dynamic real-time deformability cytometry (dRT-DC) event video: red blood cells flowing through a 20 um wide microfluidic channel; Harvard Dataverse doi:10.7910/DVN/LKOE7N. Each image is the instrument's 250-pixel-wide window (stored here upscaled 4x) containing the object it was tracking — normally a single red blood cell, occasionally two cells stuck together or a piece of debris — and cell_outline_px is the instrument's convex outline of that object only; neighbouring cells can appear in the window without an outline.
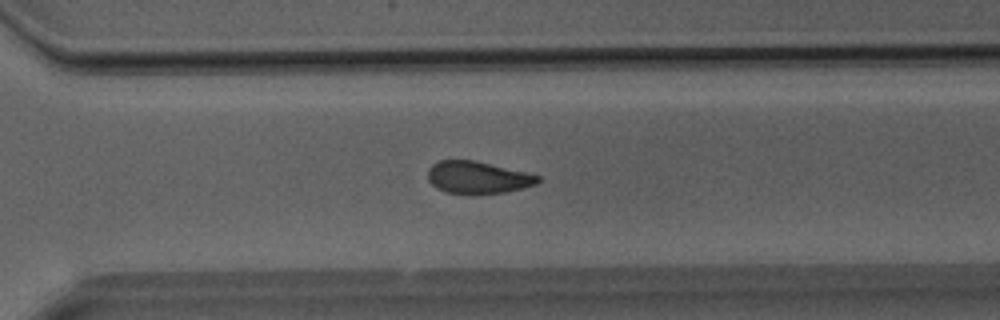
{"species": "Egyptian fruit bat (a non-hibernating species)", "species_latin": "Rousettus aegyptiacus", "temperature_condition": "room temperature", "stored_images_in_passage": 31, "camera_frame_rate_fps": 3000, "um_per_image_px": 0.085, "animal": {"sex": "male"}, "frame": {"image": 1, "passage_image": 20, "time_ms": 6.333, "image_size_px": [1000, 320], "cell_outline_px": [[540, 180], [536, 184], [504, 192], [444, 192], [436, 188], [428, 180], [428, 168], [432, 164], [440, 160], [476, 160], [540, 176]], "centroid_in_image_um": [40.56, 15.05], "position_along_channel_um": 330.0, "area_um2": 20.11}}
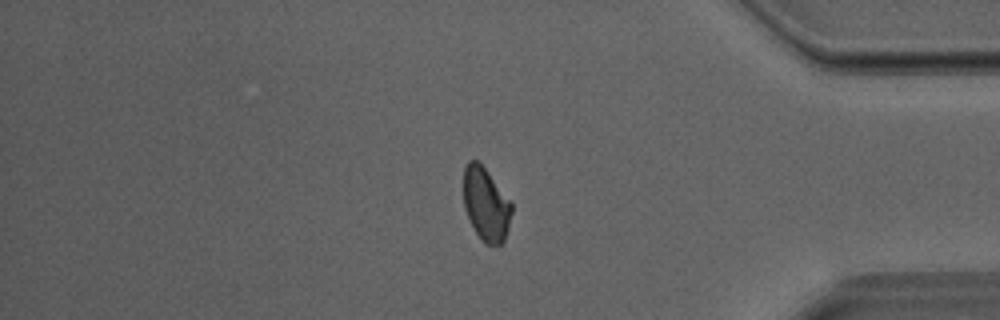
{"frame": {"image": 2, "passage_image": 25, "time_ms": 8.0, "image_size_px": [1000, 320], "cell_outline_px": [[512, 212], [508, 228], [504, 240], [500, 244], [484, 244], [480, 240], [468, 220], [464, 208], [464, 168], [468, 160], [476, 160], [484, 168], [512, 204]], "centroid_in_image_um": [41.28, 17.4], "position_along_channel_um": 393.9, "area_um2": 20.35}}
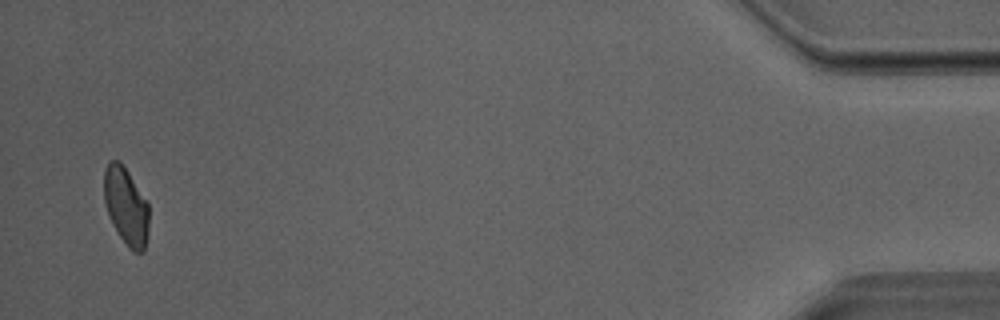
{"frame": {"image": 3, "passage_image": 30, "time_ms": 9.667, "image_size_px": [1000, 320], "cell_outline_px": [[148, 236], [144, 252], [132, 252], [128, 248], [112, 224], [104, 200], [104, 168], [112, 160], [120, 160], [128, 172], [148, 204]], "centroid_in_image_um": [10.71, 17.55], "position_along_channel_um": 424.5, "area_um2": 20.17}}